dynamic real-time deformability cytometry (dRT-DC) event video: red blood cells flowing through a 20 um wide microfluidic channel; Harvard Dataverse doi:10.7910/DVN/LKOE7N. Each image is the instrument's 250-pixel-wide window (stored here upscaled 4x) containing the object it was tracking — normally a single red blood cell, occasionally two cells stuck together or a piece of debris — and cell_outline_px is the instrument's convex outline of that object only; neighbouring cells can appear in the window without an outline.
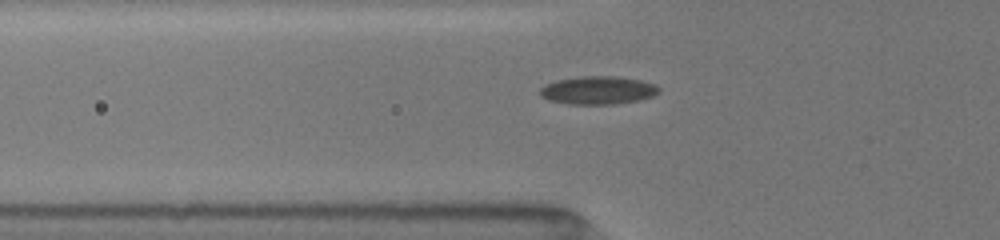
{"species": "common noctule bat (a hibernating species)", "species_latin": "Nyctalus noctula", "temperature_condition": "room temperature", "stored_images_in_passage": 13, "camera_frame_rate_fps": 3000, "um_per_image_px": 0.085, "animal": {"sex": "female", "body_mass_g": 19.5, "forearm_length_mm": 54.1}, "frame": {"image": 1, "passage_image": 11, "time_ms": 6.0, "image_size_px": [1000, 240], "cell_outline_px": [[660, 92], [652, 96], [640, 100], [616, 104], [568, 104], [548, 100], [540, 96], [540, 88], [544, 84], [556, 80], [580, 76], [620, 76], [640, 80], [656, 84], [660, 88]], "centroid_in_image_um": [50.83, 7.67], "position_along_channel_um": 75.0, "area_um2": 19.77}}
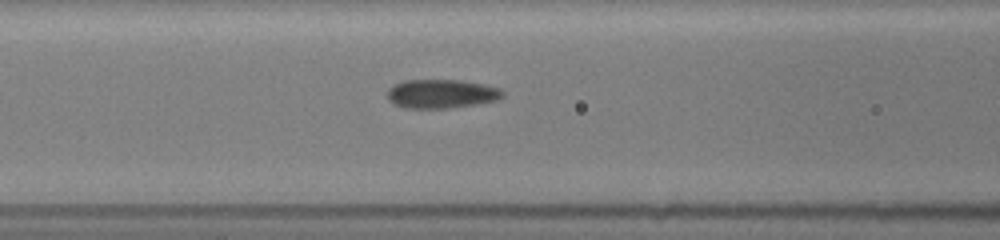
{"frame": {"image": 2, "passage_image": 13, "time_ms": 7.333, "image_size_px": [1000, 240], "cell_outline_px": [[504, 96], [496, 100], [476, 104], [448, 108], [404, 108], [392, 104], [388, 100], [388, 88], [404, 80], [460, 80], [484, 84], [500, 88], [504, 92]], "centroid_in_image_um": [37.51, 7.97], "position_along_channel_um": 129.1, "area_um2": 19.48}}